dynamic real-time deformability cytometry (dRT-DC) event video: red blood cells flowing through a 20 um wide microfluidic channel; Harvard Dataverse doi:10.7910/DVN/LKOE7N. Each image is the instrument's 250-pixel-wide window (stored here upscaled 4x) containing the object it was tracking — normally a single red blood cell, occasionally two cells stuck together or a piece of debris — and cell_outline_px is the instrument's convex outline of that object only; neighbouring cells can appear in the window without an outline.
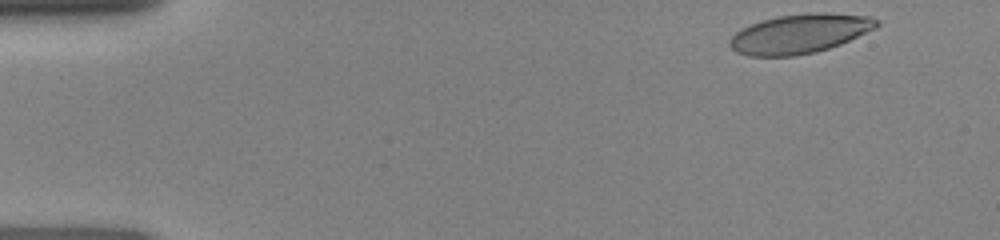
{"species": "human", "species_latin": "Homo sapiens", "temperature_condition": "room temperature", "stored_images_in_passage": 45, "camera_frame_rate_fps": 3000, "um_per_image_px": 0.085, "donor": {"sex": "female"}, "frame": {"image": 1, "passage_image": 1, "time_ms": 0.0, "image_size_px": [1000, 240], "cell_outline_px": [[880, 24], [876, 28], [840, 44], [816, 52], [796, 56], [748, 56], [736, 52], [728, 44], [728, 40], [740, 28], [764, 20], [780, 16], [808, 12], [824, 12], [868, 16], [880, 20]], "centroid_in_image_um": [67.98, 2.86], "position_along_channel_um": 17.0, "area_um2": 33.7}}
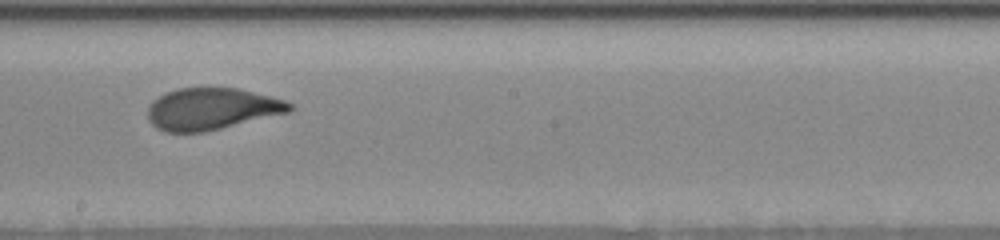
{"frame": {"image": 2, "passage_image": 24, "time_ms": 7.667, "image_size_px": [1000, 240], "cell_outline_px": [[292, 108], [288, 112], [204, 132], [164, 132], [156, 128], [148, 120], [148, 104], [152, 100], [176, 88], [236, 88], [272, 96], [284, 100], [292, 104]], "centroid_in_image_um": [17.94, 9.25], "position_along_channel_um": 230.3, "area_um2": 34.33}}
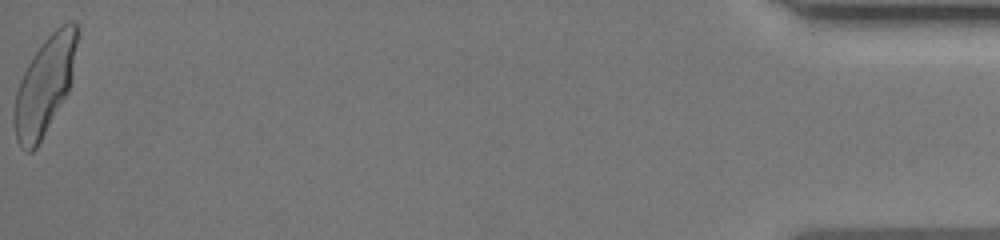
{"frame": {"image": 3, "passage_image": 45, "time_ms": 14.667, "image_size_px": [1000, 240], "cell_outline_px": [[80, 28], [68, 92], [36, 148], [32, 152], [28, 152], [20, 148], [16, 140], [12, 124], [12, 112], [16, 92], [20, 80], [32, 56], [44, 40], [60, 24], [68, 20], [72, 20], [80, 24]], "centroid_in_image_um": [3.78, 7.25], "position_along_channel_um": 431.4, "area_um2": 36.01}}